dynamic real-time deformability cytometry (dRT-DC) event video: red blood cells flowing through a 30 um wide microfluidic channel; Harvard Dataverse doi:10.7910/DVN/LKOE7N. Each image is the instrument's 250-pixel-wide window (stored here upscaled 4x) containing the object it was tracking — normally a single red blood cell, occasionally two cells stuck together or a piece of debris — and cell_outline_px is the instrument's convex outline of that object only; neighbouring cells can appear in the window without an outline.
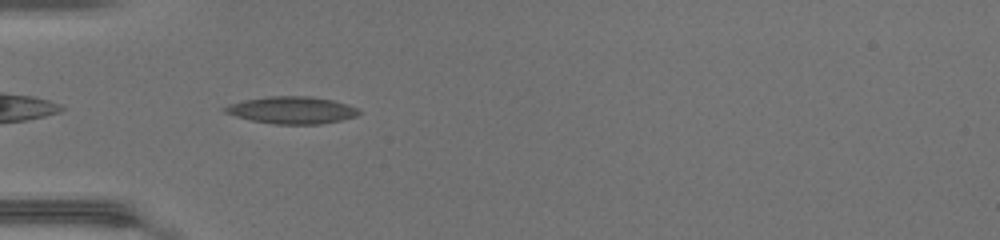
{"species": "common noctule bat (a hibernating species)", "species_latin": "Nyctalus noctula", "temperature_condition": "warm", "stored_images_in_passage": 35, "camera_frame_rate_fps": 3000, "um_per_image_px": 0.085, "animal": {"sex": "female", "body_mass_g": 17.0, "forearm_length_mm": 48.0}, "frame": {"image": 1, "passage_image": 2, "time_ms": 0.333, "image_size_px": [1000, 240], "cell_outline_px": [[360, 112], [356, 116], [340, 120], [320, 124], [276, 124], [252, 120], [236, 116], [224, 112], [220, 108], [228, 104], [244, 100], [268, 96], [312, 96], [332, 100], [348, 104], [356, 108]], "centroid_in_image_um": [24.77, 9.35], "position_along_channel_um": 60.2, "area_um2": 21.15}}
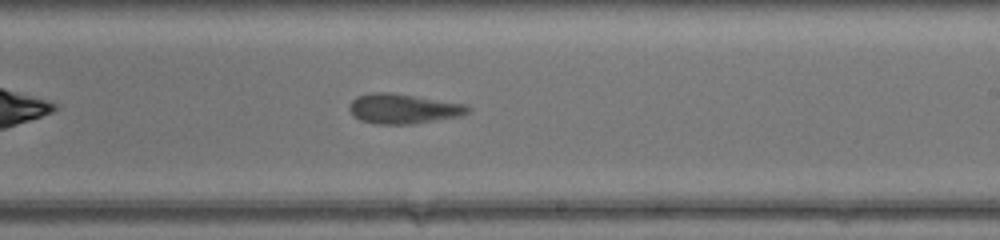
{"frame": {"image": 2, "passage_image": 16, "time_ms": 5.0, "image_size_px": [1000, 240], "cell_outline_px": [[472, 108], [468, 112], [460, 116], [412, 124], [376, 124], [360, 120], [348, 108], [352, 100], [356, 96], [372, 92], [388, 92], [468, 104]], "centroid_in_image_um": [34.3, 9.24], "position_along_channel_um": 254.7, "area_um2": 20.58}}
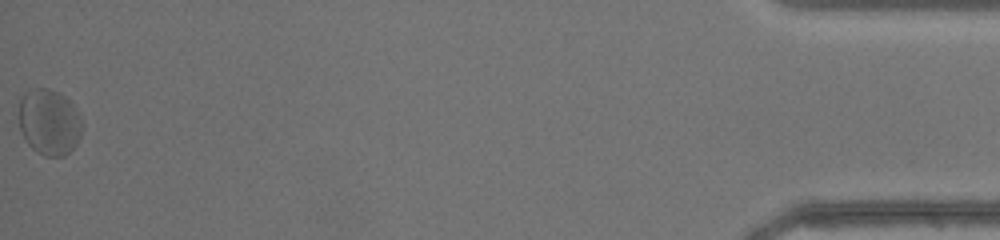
{"frame": {"image": 3, "passage_image": 35, "time_ms": 11.333, "image_size_px": [1000, 240], "cell_outline_px": [[80, 136], [76, 144], [64, 156], [44, 156], [36, 152], [28, 144], [20, 128], [20, 100], [24, 92], [32, 88], [48, 88], [64, 96], [72, 104], [80, 116]], "centroid_in_image_um": [4.16, 10.37], "position_along_channel_um": 431.0, "area_um2": 23.99}, "authors_computed_cell_mechanics": {"area_um2": 20.8658, "velocity_mm_per_s": 4.2923, "shape_relaxation_time_tau1_ms": 9.5841, "shape_relaxation_time_tau2_ms": 2.8788, "deformation_change_tau1": 0.209, "deformation_change_tau2": 0.1122}}